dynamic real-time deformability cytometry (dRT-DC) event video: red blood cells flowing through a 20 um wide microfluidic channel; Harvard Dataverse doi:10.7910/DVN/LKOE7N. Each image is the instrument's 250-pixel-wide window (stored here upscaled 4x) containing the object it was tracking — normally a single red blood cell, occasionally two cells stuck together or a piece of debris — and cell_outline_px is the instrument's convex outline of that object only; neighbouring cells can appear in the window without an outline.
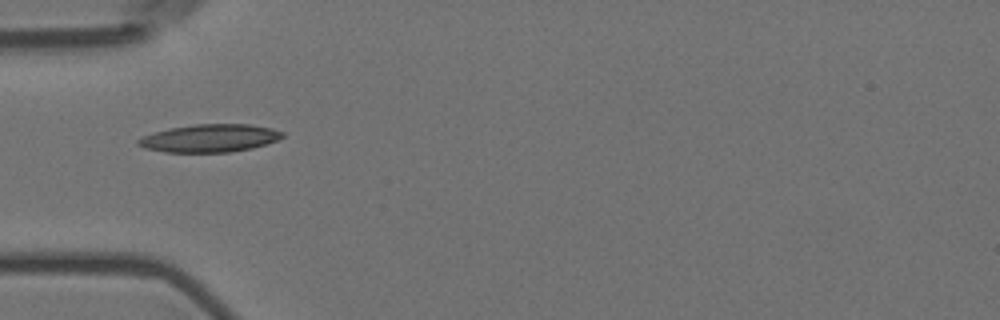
{"species": "Egyptian fruit bat (a non-hibernating species)", "species_latin": "Rousettus aegyptiacus", "temperature_condition": "room temperature", "stored_images_in_passage": 6, "camera_frame_rate_fps": 3000, "um_per_image_px": 0.085, "animal": {"sex": "female"}, "frame": {"image": 1, "passage_image": 1, "time_ms": 0.0, "image_size_px": [1000, 320], "cell_outline_px": [[284, 136], [268, 144], [252, 148], [228, 152], [164, 152], [144, 148], [136, 144], [136, 140], [144, 136], [156, 132], [172, 128], [196, 124], [248, 124], [272, 128], [284, 132]], "centroid_in_image_um": [17.85, 11.75], "position_along_channel_um": 67.2, "area_um2": 23.29}}
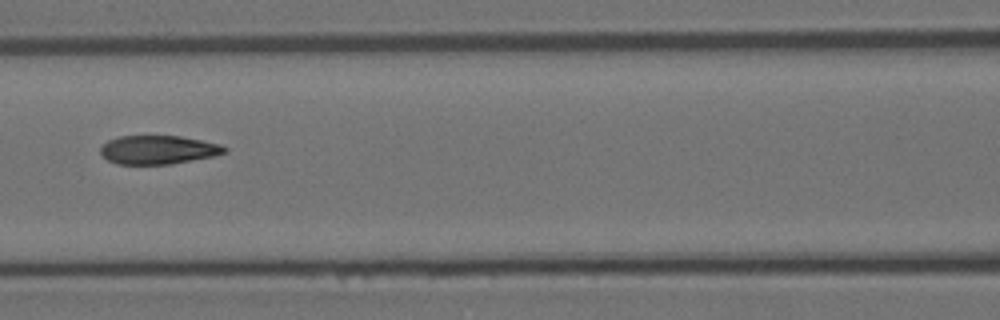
{"frame": {"image": 2, "passage_image": 3, "time_ms": 0.667, "image_size_px": [1000, 320], "cell_outline_px": [[228, 152], [212, 156], [168, 164], [116, 164], [108, 160], [100, 152], [100, 148], [108, 140], [120, 136], [180, 136], [220, 144], [228, 148]], "centroid_in_image_um": [13.44, 12.73], "position_along_channel_um": 153.2, "area_um2": 20.52}}
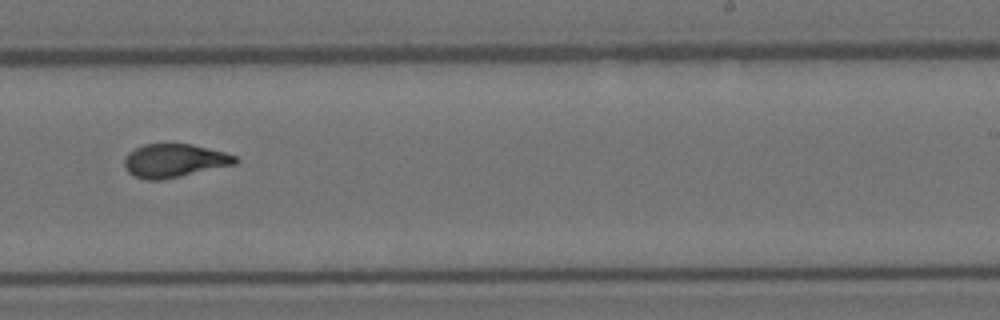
{"frame": {"image": 3, "passage_image": 6, "time_ms": 1.667, "image_size_px": [1000, 320], "cell_outline_px": [[240, 160], [236, 164], [180, 176], [160, 180], [148, 180], [136, 176], [128, 172], [124, 168], [124, 160], [128, 152], [144, 144], [192, 144], [224, 152], [236, 156]], "centroid_in_image_um": [14.82, 13.65], "position_along_channel_um": 274.2, "area_um2": 21.5}}